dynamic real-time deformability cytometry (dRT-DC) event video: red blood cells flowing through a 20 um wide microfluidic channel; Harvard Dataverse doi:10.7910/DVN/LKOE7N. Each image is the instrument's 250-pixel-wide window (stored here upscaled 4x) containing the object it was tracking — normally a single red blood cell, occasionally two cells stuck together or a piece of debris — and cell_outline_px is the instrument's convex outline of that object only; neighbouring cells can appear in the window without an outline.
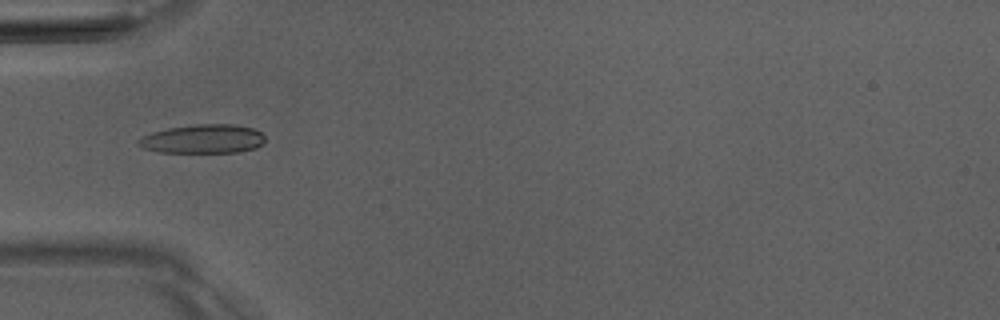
{"species": "Egyptian fruit bat (a non-hibernating species)", "species_latin": "Rousettus aegyptiacus", "temperature_condition": "room temperature", "stored_images_in_passage": 5, "camera_frame_rate_fps": 3000, "um_per_image_px": 0.085, "animal": {"sex": "male"}, "frame": {"image": 1, "passage_image": 4, "time_ms": 4.333, "image_size_px": [1000, 320], "cell_outline_px": [[264, 144], [256, 148], [240, 152], [160, 152], [144, 148], [136, 144], [136, 140], [152, 132], [168, 128], [196, 124], [232, 124], [252, 128], [260, 132], [264, 136]], "centroid_in_image_um": [17.26, 11.81], "position_along_channel_um": 67.7, "area_um2": 21.33}}